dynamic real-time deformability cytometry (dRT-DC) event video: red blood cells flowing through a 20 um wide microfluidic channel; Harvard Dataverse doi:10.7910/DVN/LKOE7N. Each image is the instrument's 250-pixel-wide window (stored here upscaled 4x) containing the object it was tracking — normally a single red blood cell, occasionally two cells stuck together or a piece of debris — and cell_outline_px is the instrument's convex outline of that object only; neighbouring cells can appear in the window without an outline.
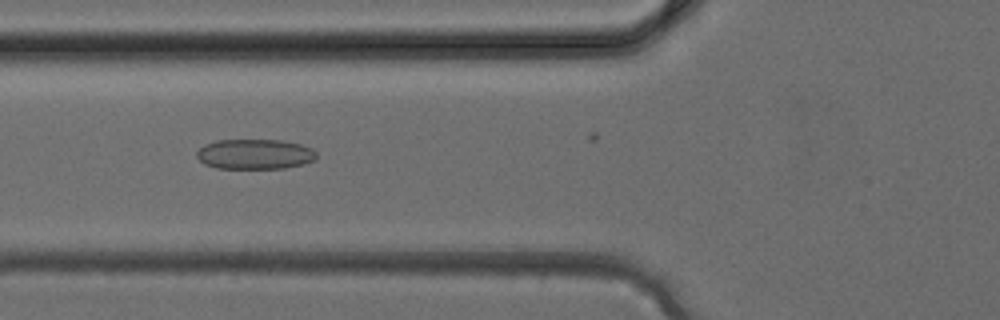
{"species": "common noctule bat (a hibernating species)", "species_latin": "Nyctalus noctula", "temperature_condition": "cold", "stored_images_in_passage": 29, "camera_frame_rate_fps": 3000, "um_per_image_px": 0.085, "animal": {"sex": "female", "body_mass_g": 24.6, "forearm_length_mm": 56.2}, "frame": {"image": 1, "passage_image": 13, "time_ms": 4.0, "image_size_px": [1000, 320], "cell_outline_px": [[316, 160], [304, 164], [284, 168], [216, 168], [204, 164], [196, 156], [196, 152], [204, 144], [216, 140], [280, 140], [300, 144], [312, 148], [316, 152]], "centroid_in_image_um": [21.66, 13.1], "position_along_channel_um": 104.1, "area_um2": 21.1}}
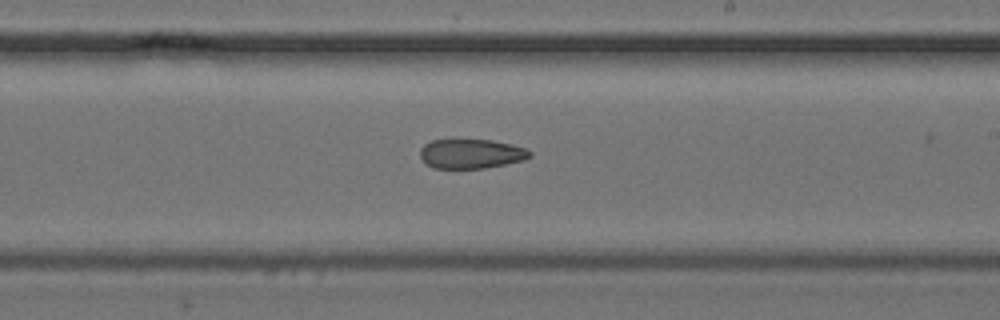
{"frame": {"image": 2, "passage_image": 21, "time_ms": 6.667, "image_size_px": [1000, 320], "cell_outline_px": [[532, 156], [524, 160], [484, 168], [432, 168], [420, 156], [420, 148], [424, 144], [432, 140], [492, 140], [512, 144], [528, 148], [532, 152]], "centroid_in_image_um": [40.08, 13.06], "position_along_channel_um": 248.9, "area_um2": 18.84}}
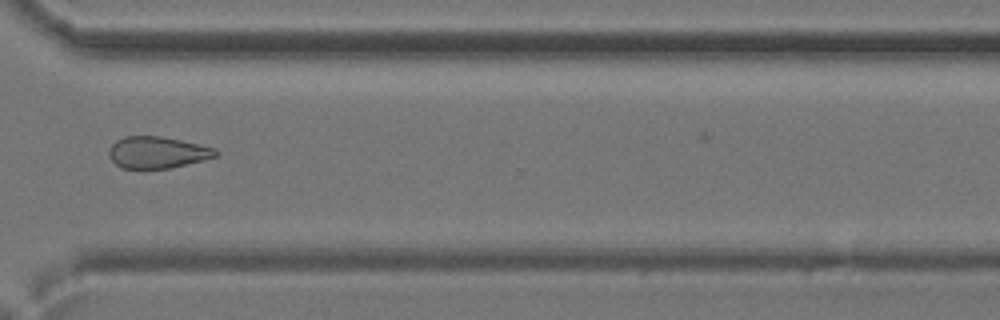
{"frame": {"image": 3, "passage_image": 27, "time_ms": 8.667, "image_size_px": [1000, 320], "cell_outline_px": [[220, 152], [216, 156], [168, 168], [120, 168], [108, 156], [108, 152], [112, 144], [116, 140], [124, 136], [160, 136], [180, 140], [216, 148]], "centroid_in_image_um": [13.34, 12.94], "position_along_channel_um": 357.3, "area_um2": 19.48}}